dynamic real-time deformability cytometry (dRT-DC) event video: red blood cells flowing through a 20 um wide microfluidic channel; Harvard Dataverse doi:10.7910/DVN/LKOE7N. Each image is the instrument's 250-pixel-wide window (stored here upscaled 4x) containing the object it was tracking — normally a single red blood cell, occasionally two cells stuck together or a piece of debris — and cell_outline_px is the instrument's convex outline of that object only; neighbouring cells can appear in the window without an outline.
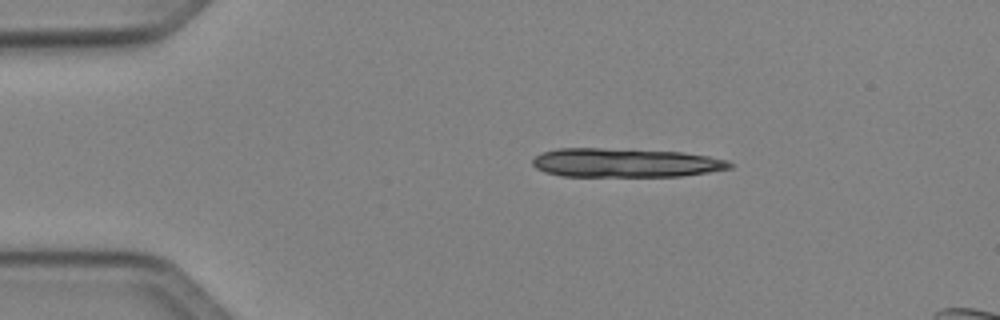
{"species": "Egyptian fruit bat (a non-hibernating species)", "species_latin": "Rousettus aegyptiacus", "temperature_condition": "cold", "stored_images_in_passage": 14, "camera_frame_rate_fps": 3000, "um_per_image_px": 0.085, "animal": {"sex": "female"}, "frame": {"image": 1, "passage_image": 1, "time_ms": 0.0, "image_size_px": [1000, 320], "cell_outline_px": [[732, 168], [708, 172], [680, 176], [560, 176], [544, 172], [536, 168], [532, 164], [532, 160], [540, 152], [556, 148], [600, 148], [684, 152], [708, 156], [728, 160], [732, 164]], "centroid_in_image_um": [53.11, 13.83], "position_along_channel_um": 31.9, "area_um2": 33.35}}